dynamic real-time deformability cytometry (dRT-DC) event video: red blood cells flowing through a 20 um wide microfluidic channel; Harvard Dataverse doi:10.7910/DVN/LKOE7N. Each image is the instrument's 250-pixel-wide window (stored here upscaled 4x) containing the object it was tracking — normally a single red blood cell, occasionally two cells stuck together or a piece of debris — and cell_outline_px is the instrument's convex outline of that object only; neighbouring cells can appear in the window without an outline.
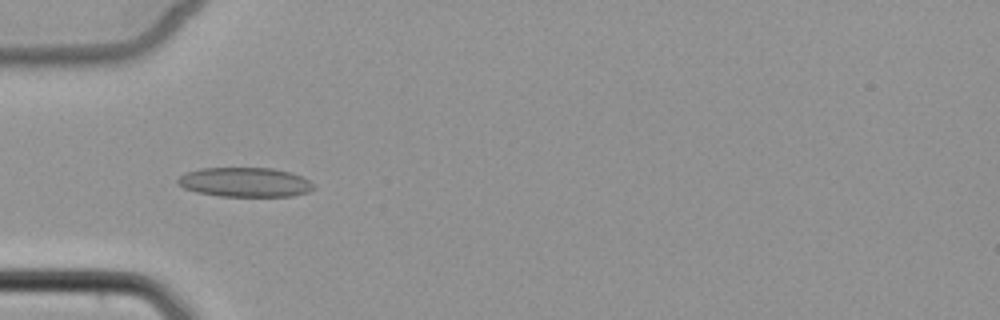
{"species": "common noctule bat (a hibernating species)", "species_latin": "Nyctalus noctula", "temperature_condition": "cold", "stored_images_in_passage": 5, "camera_frame_rate_fps": 3000, "um_per_image_px": 0.085, "animal": {"sex": "female", "body_mass_g": 22.7, "forearm_length_mm": 54.2}, "frame": {"image": 1, "passage_image": 3, "time_ms": 3.333, "image_size_px": [1000, 320], "cell_outline_px": [[316, 188], [308, 192], [292, 196], [220, 196], [196, 192], [184, 188], [176, 180], [184, 172], [200, 168], [272, 168], [292, 172], [316, 184]], "centroid_in_image_um": [20.84, 15.48], "position_along_channel_um": 64.2, "area_um2": 23.47}}
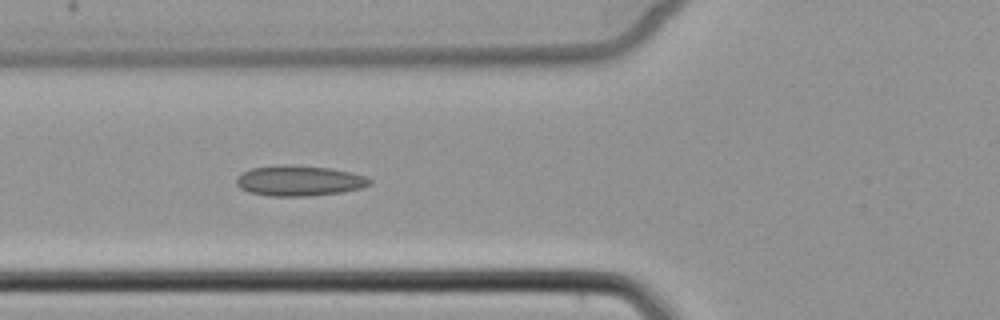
{"frame": {"image": 2, "passage_image": 4, "time_ms": 4.333, "image_size_px": [1000, 320], "cell_outline_px": [[372, 184], [360, 188], [340, 192], [308, 196], [268, 196], [248, 192], [240, 188], [236, 184], [236, 176], [240, 172], [252, 168], [328, 168], [348, 172], [364, 176], [372, 180]], "centroid_in_image_um": [25.41, 15.42], "position_along_channel_um": 100.4, "area_um2": 22.48}}
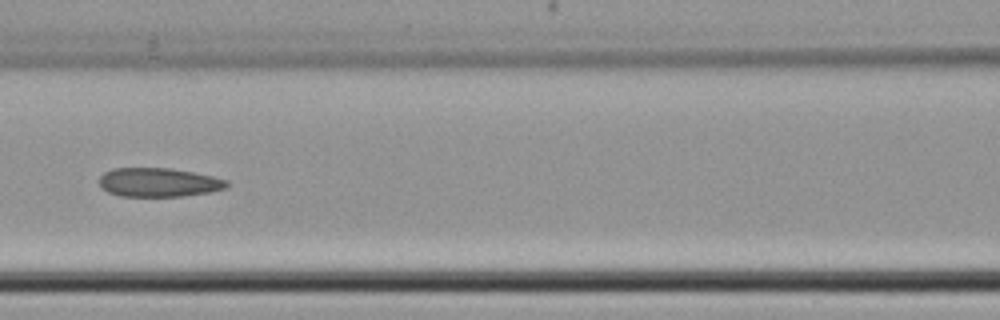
{"frame": {"image": 3, "passage_image": 5, "time_ms": 5.667, "image_size_px": [1000, 320], "cell_outline_px": [[228, 184], [224, 188], [208, 192], [180, 196], [120, 196], [108, 192], [100, 188], [100, 176], [104, 172], [112, 168], [172, 168], [212, 176], [228, 180]], "centroid_in_image_um": [13.44, 15.49], "position_along_channel_um": 153.2, "area_um2": 21.39}}